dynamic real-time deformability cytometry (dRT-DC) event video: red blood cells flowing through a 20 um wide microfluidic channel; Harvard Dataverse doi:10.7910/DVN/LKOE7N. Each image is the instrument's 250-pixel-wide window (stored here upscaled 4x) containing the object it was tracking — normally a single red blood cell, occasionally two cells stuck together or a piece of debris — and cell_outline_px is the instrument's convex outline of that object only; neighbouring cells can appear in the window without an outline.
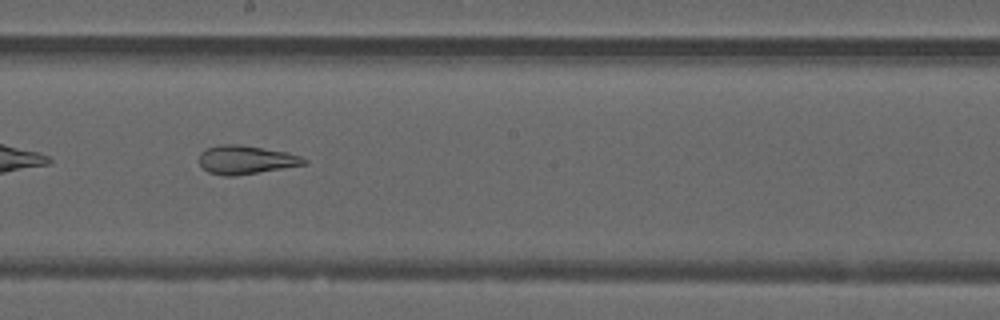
{"species": "common noctule bat (a hibernating species)", "species_latin": "Nyctalus noctula", "temperature_condition": "warm", "stored_images_in_passage": 28, "camera_frame_rate_fps": 3000, "um_per_image_px": 0.085, "animal": {"sex": "male", "forearm_length_mm": 52.5}, "frame": {"image": 1, "passage_image": 13, "time_ms": 4.0, "image_size_px": [1000, 320], "cell_outline_px": [[308, 164], [232, 176], [224, 176], [208, 172], [200, 164], [200, 152], [208, 148], [220, 144], [240, 144], [288, 152], [300, 156], [308, 160]], "centroid_in_image_um": [20.92, 13.57], "position_along_channel_um": 227.3, "area_um2": 17.4}}
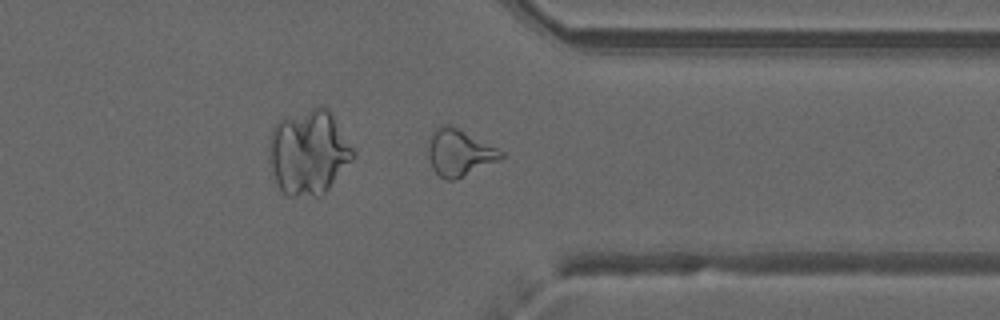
{"frame": {"image": 2, "passage_image": 24, "time_ms": 7.667, "image_size_px": [1000, 320], "cell_outline_px": [[504, 156], [500, 160], [452, 180], [444, 180], [432, 168], [428, 156], [428, 140], [436, 128], [444, 124], [448, 124], [504, 152]], "centroid_in_image_um": [39.0, 12.99], "position_along_channel_um": 372.4, "area_um2": 19.25}, "authors_computed_cell_mechanics": {"area_um2": 18.4093, "velocity_mm_per_s": 4.0342, "shape_relaxation_time_tau1_ms": null, "shape_relaxation_time_tau2_ms": 2.0556, "deformation_change_tau1": null, "deformation_change_tau2": 0.1059}}